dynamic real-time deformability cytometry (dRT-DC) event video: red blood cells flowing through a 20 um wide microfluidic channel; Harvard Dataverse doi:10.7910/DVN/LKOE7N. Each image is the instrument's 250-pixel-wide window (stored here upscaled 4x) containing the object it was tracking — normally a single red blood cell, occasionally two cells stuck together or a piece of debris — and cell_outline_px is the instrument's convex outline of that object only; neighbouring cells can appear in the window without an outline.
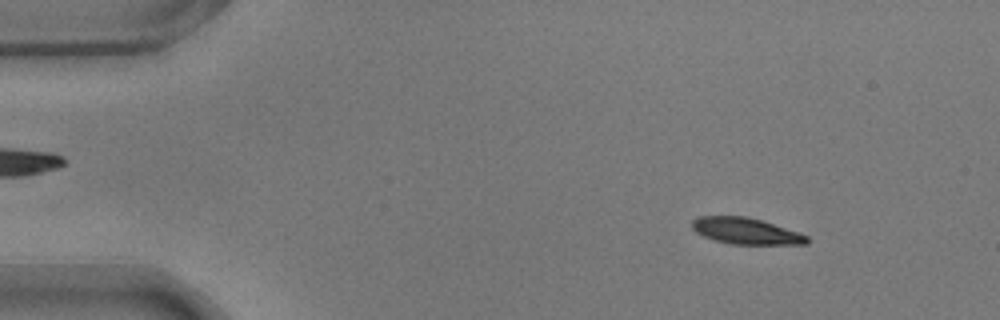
{"species": "common noctule bat (a hibernating species)", "species_latin": "Nyctalus noctula", "temperature_condition": "warm", "stored_images_in_passage": 48, "camera_frame_rate_fps": 3000, "um_per_image_px": 0.085, "animal": {"sex": "male", "body_mass_g": 17.9}, "frame": {"image": 1, "passage_image": 1, "time_ms": 0.0, "image_size_px": [1000, 320], "cell_outline_px": [[808, 244], [732, 244], [712, 240], [696, 232], [692, 228], [692, 220], [700, 216], [748, 216], [800, 232], [808, 236]], "centroid_in_image_um": [63.4, 19.63], "position_along_channel_um": 21.6, "area_um2": 17.69}}
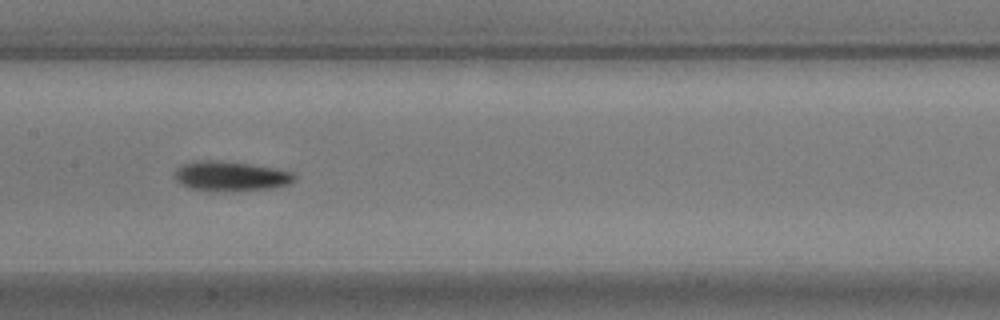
{"frame": {"image": 2, "passage_image": 21, "time_ms": 6.667, "image_size_px": [1000, 320], "cell_outline_px": [[296, 180], [288, 184], [272, 188], [188, 188], [180, 184], [172, 176], [172, 172], [180, 164], [192, 160], [220, 160], [276, 168], [292, 172], [296, 176]], "centroid_in_image_um": [19.54, 14.9], "position_along_channel_um": 187.9, "area_um2": 20.11}}
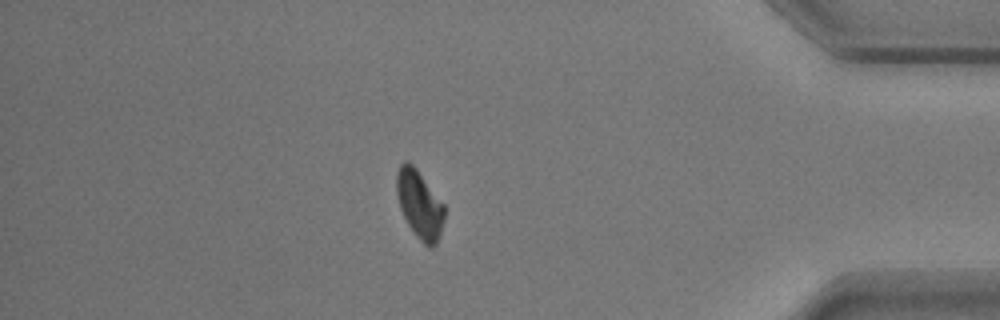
{"frame": {"image": 3, "passage_image": 41, "time_ms": 13.333, "image_size_px": [1000, 320], "cell_outline_px": [[444, 216], [440, 232], [436, 244], [432, 248], [428, 248], [416, 236], [408, 224], [400, 208], [396, 192], [396, 172], [400, 164], [404, 160], [412, 164], [416, 168], [444, 204]], "centroid_in_image_um": [35.64, 17.36], "position_along_channel_um": 399.6, "area_um2": 18.84}, "authors_computed_cell_mechanics": {"area_um2": 19.1318, "velocity_mm_per_s": 3.7222, "shape_relaxation_time_tau1_ms": 3.1187, "shape_relaxation_time_tau2_ms": null, "deformation_change_tau1": 0.1361, "deformation_change_tau2": null}}